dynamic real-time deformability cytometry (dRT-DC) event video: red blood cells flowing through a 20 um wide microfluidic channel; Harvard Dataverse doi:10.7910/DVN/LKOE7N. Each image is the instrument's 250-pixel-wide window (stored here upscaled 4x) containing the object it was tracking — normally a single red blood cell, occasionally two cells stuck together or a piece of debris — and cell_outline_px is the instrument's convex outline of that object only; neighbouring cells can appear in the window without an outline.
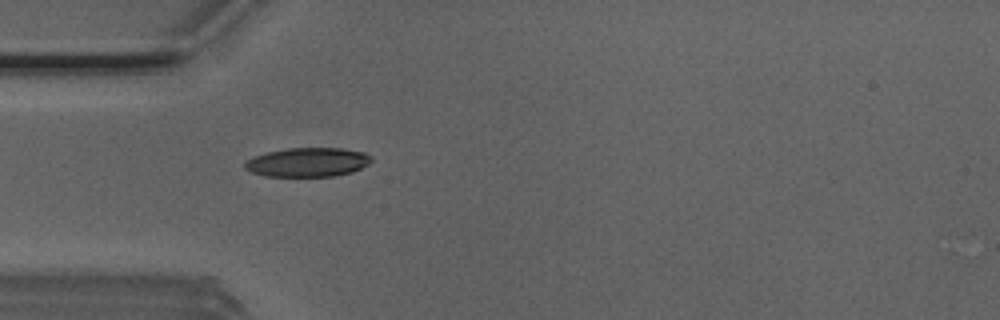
{"species": "Egyptian fruit bat (a non-hibernating species)", "species_latin": "Rousettus aegyptiacus", "temperature_condition": "room temperature", "stored_images_in_passage": 2, "camera_frame_rate_fps": 3000, "um_per_image_px": 0.085, "animal": {"sex": "male"}, "frame": {"image": 1, "passage_image": 2, "time_ms": 0.333, "image_size_px": [1000, 320], "cell_outline_px": [[372, 160], [368, 164], [352, 172], [332, 176], [264, 176], [252, 172], [244, 168], [244, 164], [248, 160], [256, 156], [268, 152], [288, 148], [340, 148], [364, 152], [372, 156]], "centroid_in_image_um": [26.17, 13.79], "position_along_channel_um": 58.8, "area_um2": 21.27}}